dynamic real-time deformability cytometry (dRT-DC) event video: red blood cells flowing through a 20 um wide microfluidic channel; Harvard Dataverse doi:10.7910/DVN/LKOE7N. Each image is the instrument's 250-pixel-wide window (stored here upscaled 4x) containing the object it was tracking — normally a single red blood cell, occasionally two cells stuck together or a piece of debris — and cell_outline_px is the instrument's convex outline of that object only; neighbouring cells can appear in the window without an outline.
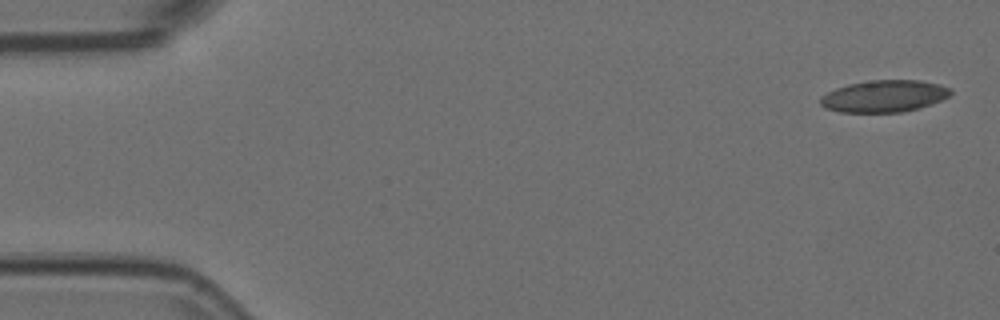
{"species": "Egyptian fruit bat (a non-hibernating species)", "species_latin": "Rousettus aegyptiacus", "temperature_condition": "room temperature", "stored_images_in_passage": 5, "camera_frame_rate_fps": 3000, "um_per_image_px": 0.085, "animal": {"sex": "female"}, "frame": {"image": 1, "passage_image": 1, "time_ms": 0.0, "image_size_px": [1000, 320], "cell_outline_px": [[952, 92], [948, 96], [940, 100], [920, 108], [900, 112], [840, 112], [824, 108], [820, 104], [820, 96], [836, 88], [848, 84], [872, 80], [920, 80], [940, 84], [952, 88]], "centroid_in_image_um": [75.15, 8.17], "position_along_channel_um": 9.9, "area_um2": 24.28}}
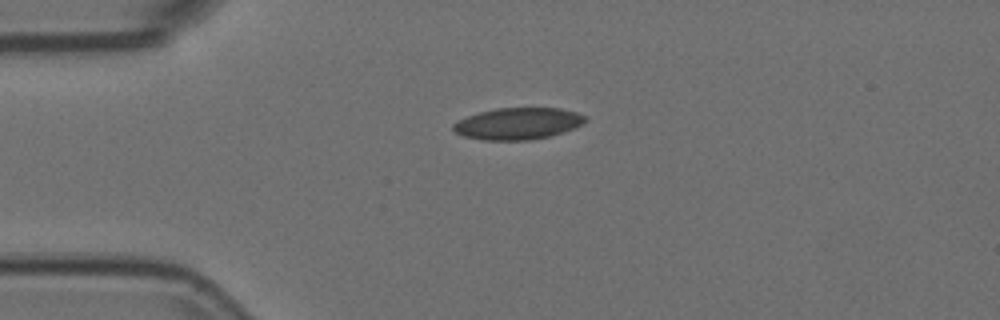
{"frame": {"image": 2, "passage_image": 4, "time_ms": 1.0, "image_size_px": [1000, 320], "cell_outline_px": [[588, 120], [584, 124], [564, 132], [548, 136], [528, 140], [484, 140], [464, 136], [456, 132], [452, 128], [452, 124], [468, 116], [480, 112], [496, 108], [560, 108], [576, 112], [588, 116]], "centroid_in_image_um": [44.08, 10.5], "position_along_channel_um": 40.9, "area_um2": 24.39}}